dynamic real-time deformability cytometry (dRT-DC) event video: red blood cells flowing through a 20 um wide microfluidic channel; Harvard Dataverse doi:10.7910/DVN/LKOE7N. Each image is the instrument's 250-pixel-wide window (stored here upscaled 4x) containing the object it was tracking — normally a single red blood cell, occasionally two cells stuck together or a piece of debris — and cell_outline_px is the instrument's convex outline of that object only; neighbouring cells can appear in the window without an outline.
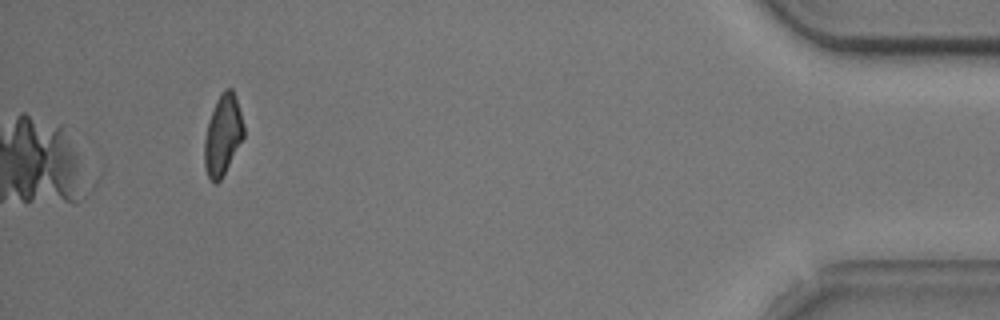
{"species": "common noctule bat (a hibernating species)", "species_latin": "Nyctalus noctula", "temperature_condition": "cold", "stored_images_in_passage": 35, "camera_frame_rate_fps": 3000, "um_per_image_px": 0.085, "animal": {"sex": "male", "body_mass_g": 20.5, "forearm_length_mm": 52.5}, "frame": {"image": 1, "passage_image": 35, "time_ms": 11.333, "image_size_px": [1000, 320], "cell_outline_px": [[244, 136], [220, 180], [216, 184], [208, 176], [204, 164], [204, 140], [208, 124], [216, 100], [220, 92], [224, 88], [232, 88], [244, 124]], "centroid_in_image_um": [18.93, 11.45], "position_along_channel_um": 416.3, "area_um2": 18.03}, "authors_computed_cell_mechanics": {"area_um2": 20.9236, "velocity_mm_per_s": 3.7585, "shape_relaxation_time_tau1_ms": 2.0435, "shape_relaxation_time_tau2_ms": 5.8845, "deformation_change_tau1": 0.1082, "deformation_change_tau2": 0.1345}}